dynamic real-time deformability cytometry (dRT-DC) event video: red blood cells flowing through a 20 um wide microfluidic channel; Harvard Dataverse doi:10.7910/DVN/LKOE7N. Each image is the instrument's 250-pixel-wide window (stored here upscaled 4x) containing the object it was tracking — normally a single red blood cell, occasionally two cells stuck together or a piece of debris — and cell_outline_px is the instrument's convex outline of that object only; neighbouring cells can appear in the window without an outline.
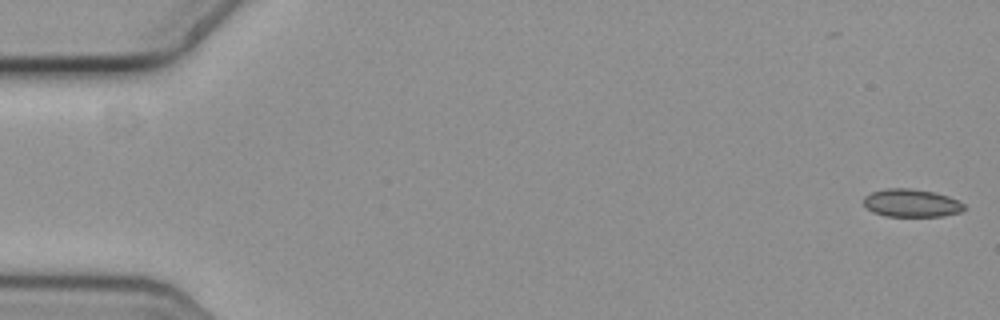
{"species": "common noctule bat (a hibernating species)", "species_latin": "Nyctalus noctula", "temperature_condition": "cold", "stored_images_in_passage": 2, "camera_frame_rate_fps": 3000, "um_per_image_px": 0.085, "animal": {"sex": "female", "body_mass_g": 19.3, "forearm_length_mm": 54.1}, "frame": {"image": 1, "passage_image": 2, "time_ms": 0.333, "image_size_px": [1000, 320], "cell_outline_px": [[964, 208], [960, 212], [944, 216], [888, 216], [872, 212], [864, 204], [864, 196], [872, 192], [888, 188], [908, 188], [932, 192], [948, 196], [964, 204]], "centroid_in_image_um": [77.45, 17.26], "position_along_channel_um": 7.5, "area_um2": 16.13}}